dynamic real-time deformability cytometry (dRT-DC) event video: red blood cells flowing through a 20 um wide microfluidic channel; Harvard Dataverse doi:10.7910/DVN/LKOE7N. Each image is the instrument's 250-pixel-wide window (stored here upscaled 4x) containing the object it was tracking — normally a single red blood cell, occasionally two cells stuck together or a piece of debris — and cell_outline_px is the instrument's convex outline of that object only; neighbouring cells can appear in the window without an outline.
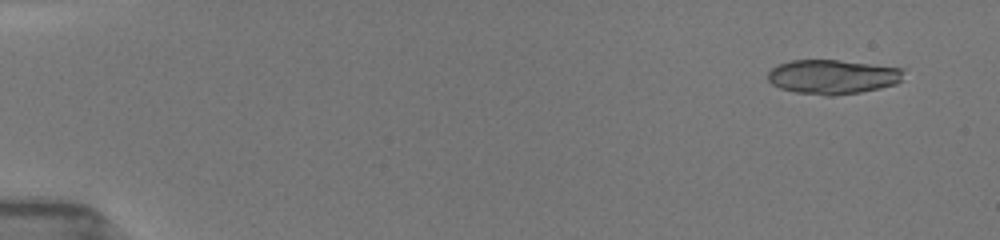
{"species": "common noctule bat (a hibernating species)", "species_latin": "Nyctalus noctula", "temperature_condition": "room temperature", "stored_images_in_passage": 45, "segment_of_instrument_passage": [1, 2], "camera_frame_rate_fps": 3000, "um_per_image_px": 0.085, "animal": {"sex": "female", "body_mass_g": 19.5, "forearm_length_mm": 54.1}, "frame": {"image": 1, "passage_image": 1, "time_ms": 0.0, "image_size_px": [1000, 240], "cell_outline_px": [[904, 80], [896, 84], [880, 88], [860, 92], [832, 96], [824, 96], [796, 92], [780, 88], [772, 84], [768, 80], [768, 72], [772, 68], [780, 64], [792, 60], [836, 60], [904, 68]], "centroid_in_image_um": [70.81, 6.53], "position_along_channel_um": 14.2, "area_um2": 27.28}}
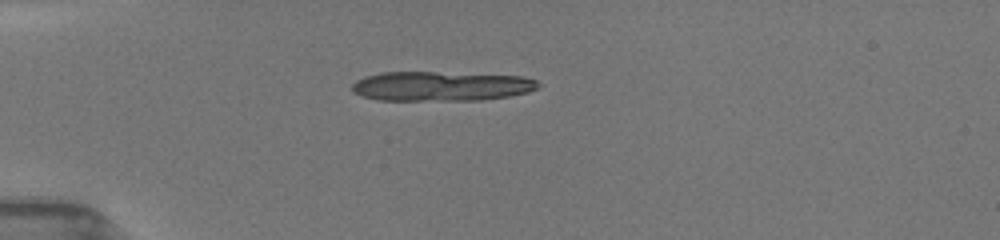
{"frame": {"image": 2, "passage_image": 7, "time_ms": 3.667, "image_size_px": [1000, 240], "cell_outline_px": [[540, 88], [528, 92], [508, 96], [484, 100], [376, 100], [360, 96], [352, 92], [352, 84], [356, 80], [364, 76], [380, 72], [432, 72], [524, 76], [536, 80], [540, 84]], "centroid_in_image_um": [37.47, 7.33], "position_along_channel_um": 47.5, "area_um2": 32.37}}